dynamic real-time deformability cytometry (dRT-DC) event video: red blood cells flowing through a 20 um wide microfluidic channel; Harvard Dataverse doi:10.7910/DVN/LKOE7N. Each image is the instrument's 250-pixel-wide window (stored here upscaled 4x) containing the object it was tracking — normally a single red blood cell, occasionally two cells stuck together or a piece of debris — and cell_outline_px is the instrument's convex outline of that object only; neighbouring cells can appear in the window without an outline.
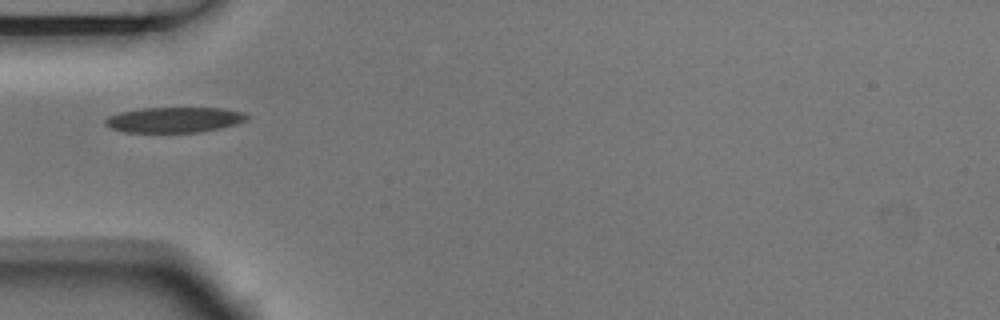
{"species": "Egyptian fruit bat (a non-hibernating species)", "species_latin": "Rousettus aegyptiacus", "temperature_condition": "room temperature", "stored_images_in_passage": 1, "camera_frame_rate_fps": 3000, "um_per_image_px": 0.085, "animal": {"sex": "male"}, "frame": {"image": 1, "passage_image": 1, "time_ms": 0.0, "image_size_px": [1000, 320], "cell_outline_px": [[248, 120], [236, 124], [220, 128], [200, 132], [124, 132], [112, 128], [104, 124], [104, 120], [108, 116], [120, 112], [140, 108], [224, 108], [244, 112], [248, 116]], "centroid_in_image_um": [14.82, 10.18], "position_along_channel_um": 70.2, "area_um2": 21.04}}